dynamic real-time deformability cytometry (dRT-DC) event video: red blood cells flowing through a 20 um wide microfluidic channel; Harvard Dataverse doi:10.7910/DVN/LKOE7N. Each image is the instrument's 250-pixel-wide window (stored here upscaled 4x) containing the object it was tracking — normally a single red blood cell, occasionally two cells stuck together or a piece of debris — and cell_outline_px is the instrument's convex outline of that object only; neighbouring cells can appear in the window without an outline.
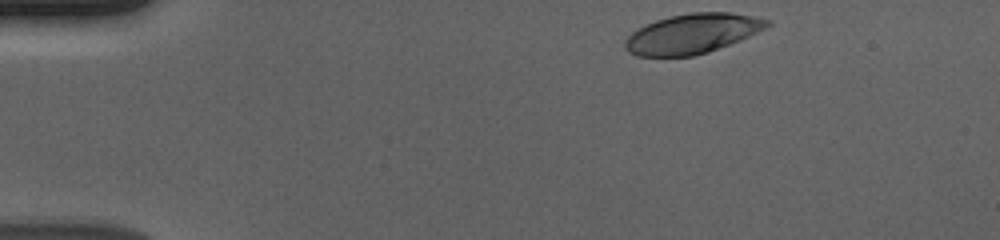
{"species": "human", "species_latin": "Homo sapiens", "temperature_condition": "cold", "stored_images_in_passage": 48, "camera_frame_rate_fps": 3000, "um_per_image_px": 0.085, "donor": {"sex": "male"}, "frame": {"image": 1, "passage_image": 1, "time_ms": 0.0, "image_size_px": [1000, 240], "cell_outline_px": [[772, 24], [768, 28], [740, 40], [708, 52], [692, 56], [636, 56], [628, 52], [624, 48], [624, 40], [636, 28], [656, 20], [668, 16], [692, 12], [728, 12], [752, 16], [772, 20]], "centroid_in_image_um": [58.85, 2.85], "position_along_channel_um": 26.2, "area_um2": 33.18}}
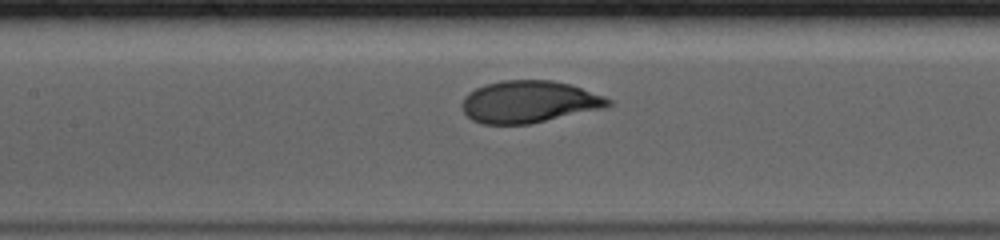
{"frame": {"image": 2, "passage_image": 19, "time_ms": 6.0, "image_size_px": [1000, 240], "cell_outline_px": [[612, 104], [604, 108], [528, 124], [480, 124], [472, 120], [464, 112], [460, 104], [464, 96], [468, 92], [484, 84], [500, 80], [552, 80], [568, 84], [604, 96], [612, 100]], "centroid_in_image_um": [44.92, 8.65], "position_along_channel_um": 162.5, "area_um2": 35.84}}
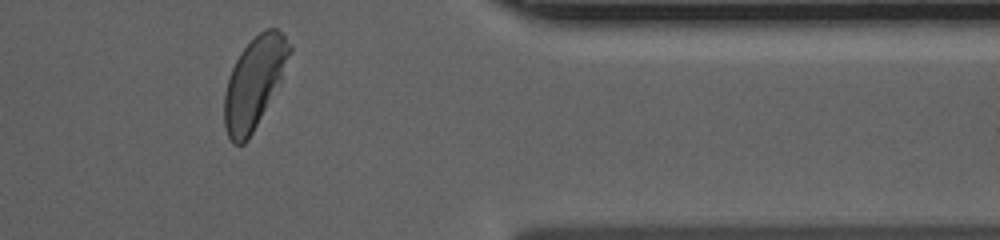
{"frame": {"image": 3, "passage_image": 39, "time_ms": 12.667, "image_size_px": [1000, 240], "cell_outline_px": [[292, 52], [280, 80], [248, 140], [244, 144], [232, 144], [228, 136], [224, 124], [224, 92], [228, 76], [240, 52], [260, 32], [268, 28], [276, 28], [292, 44]], "centroid_in_image_um": [21.59, 7.02], "position_along_channel_um": 389.8, "area_um2": 33.99}, "authors_computed_cell_mechanics": {"area_um2": 35.258, "velocity_mm_per_s": 3.6605, "shape_relaxation_time_tau1_ms": 2.5983, "shape_relaxation_time_tau2_ms": null, "deformation_change_tau1": 0.163, "deformation_change_tau2": null}}